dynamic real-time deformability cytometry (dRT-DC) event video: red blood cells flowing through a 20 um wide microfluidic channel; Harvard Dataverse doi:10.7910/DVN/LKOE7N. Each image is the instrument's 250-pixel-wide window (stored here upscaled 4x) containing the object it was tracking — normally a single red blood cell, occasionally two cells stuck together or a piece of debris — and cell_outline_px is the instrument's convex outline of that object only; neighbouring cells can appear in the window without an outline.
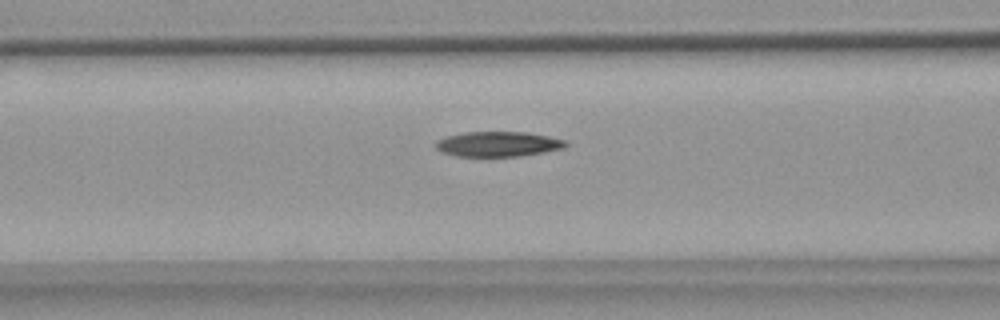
{"species": "common noctule bat (a hibernating species)", "species_latin": "Nyctalus noctula", "temperature_condition": "warm", "stored_images_in_passage": 55, "camera_frame_rate_fps": 3000, "um_per_image_px": 0.085, "animal": {"sex": "female", "body_mass_g": 18.4}, "frame": {"image": 1, "passage_image": 22, "time_ms": 7.0, "image_size_px": [1000, 320], "cell_outline_px": [[568, 144], [564, 148], [544, 152], [520, 156], [456, 156], [440, 152], [432, 144], [436, 140], [444, 136], [464, 132], [528, 132], [548, 136], [564, 140]], "centroid_in_image_um": [42.27, 12.24], "position_along_channel_um": 124.3, "area_um2": 19.19}}
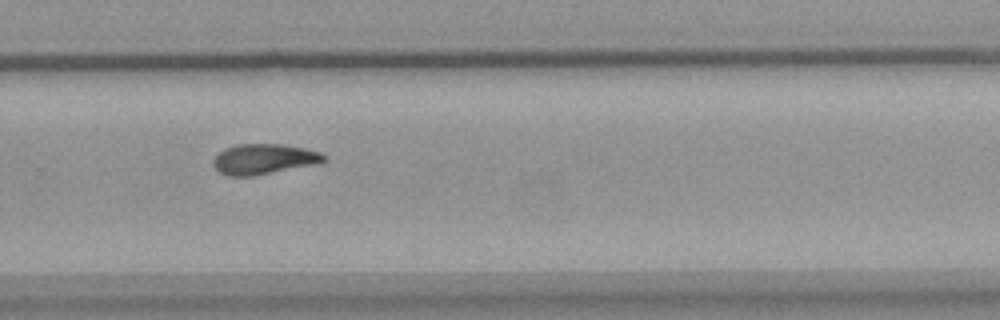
{"frame": {"image": 2, "passage_image": 37, "time_ms": 12.0, "image_size_px": [1000, 320], "cell_outline_px": [[328, 160], [320, 164], [256, 176], [228, 176], [220, 172], [212, 164], [212, 160], [224, 148], [236, 144], [280, 144], [304, 148], [320, 152]], "centroid_in_image_um": [22.46, 13.53], "position_along_channel_um": 307.3, "area_um2": 19.88}}
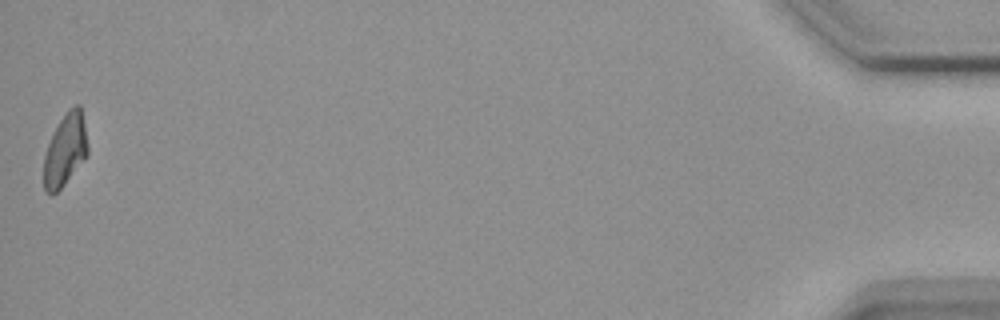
{"frame": {"image": 3, "passage_image": 55, "time_ms": 18.0, "image_size_px": [1000, 320], "cell_outline_px": [[88, 156], [64, 184], [52, 196], [44, 188], [44, 156], [48, 144], [60, 120], [68, 108], [76, 104], [80, 104], [88, 144]], "centroid_in_image_um": [5.56, 12.74], "position_along_channel_um": 429.6, "area_um2": 18.38}, "authors_computed_cell_mechanics": {"area_um2": 19.5364, "velocity_mm_per_s": 3.6772, "shape_relaxation_time_tau1_ms": null, "shape_relaxation_time_tau2_ms": 8.8375, "deformation_change_tau1": null, "deformation_change_tau2": 0.1695}}